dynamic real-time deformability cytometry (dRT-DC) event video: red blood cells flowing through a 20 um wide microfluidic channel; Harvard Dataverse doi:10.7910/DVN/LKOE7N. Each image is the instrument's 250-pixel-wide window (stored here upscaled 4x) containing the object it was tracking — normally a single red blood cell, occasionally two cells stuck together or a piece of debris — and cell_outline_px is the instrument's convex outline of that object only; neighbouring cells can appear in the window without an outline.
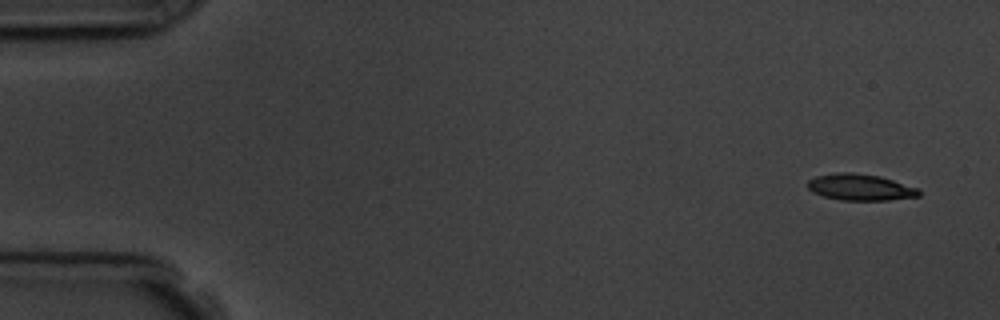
{"species": "common noctule bat (a hibernating species)", "species_latin": "Nyctalus noctula", "temperature_condition": "room temperature", "stored_images_in_passage": 4, "camera_frame_rate_fps": 3000, "um_per_image_px": 0.085, "animal": {"sex": "male", "body_mass_g": 19.5, "forearm_length_mm": 54.6}, "frame": {"image": 1, "passage_image": 1, "time_ms": 0.0, "image_size_px": [1000, 320], "cell_outline_px": [[920, 196], [888, 200], [840, 200], [824, 196], [812, 192], [808, 188], [808, 180], [816, 176], [836, 172], [856, 172], [880, 176], [920, 188]], "centroid_in_image_um": [73.14, 15.9], "position_along_channel_um": 11.9, "area_um2": 17.28}}
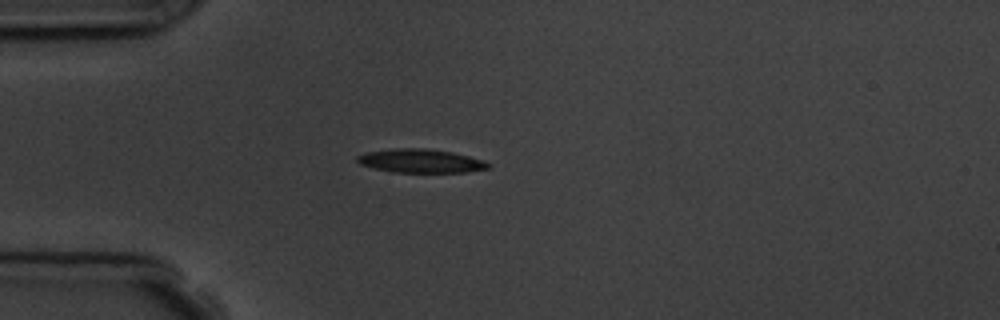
{"frame": {"image": 2, "passage_image": 4, "time_ms": 4.0, "image_size_px": [1000, 320], "cell_outline_px": [[492, 168], [468, 172], [392, 172], [360, 164], [356, 160], [356, 156], [368, 152], [396, 148], [424, 148], [452, 152], [468, 156], [492, 164]], "centroid_in_image_um": [35.79, 13.68], "position_along_channel_um": 49.2, "area_um2": 17.92}}